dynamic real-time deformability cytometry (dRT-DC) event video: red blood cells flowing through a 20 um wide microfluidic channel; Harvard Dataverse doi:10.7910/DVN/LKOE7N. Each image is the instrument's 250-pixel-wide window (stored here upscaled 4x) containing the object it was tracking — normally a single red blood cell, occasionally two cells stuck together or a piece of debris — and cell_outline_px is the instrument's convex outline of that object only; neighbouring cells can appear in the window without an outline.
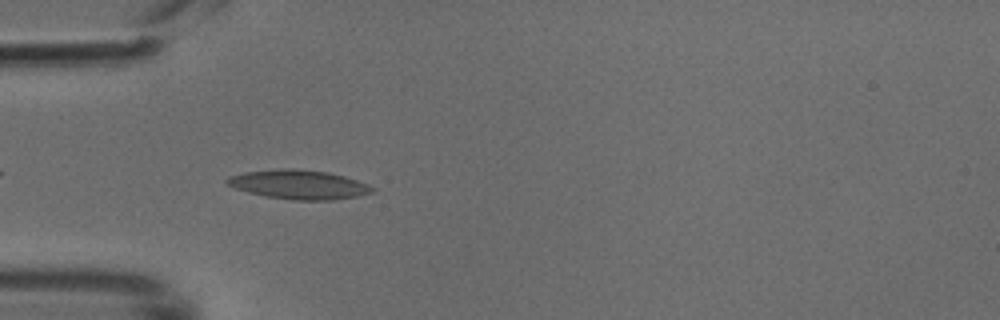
{"species": "common noctule bat (a hibernating species)", "species_latin": "Nyctalus noctula", "temperature_condition": "cold", "stored_images_in_passage": 38, "camera_frame_rate_fps": 3000, "um_per_image_px": 0.085, "animal": {"sex": "male", "body_mass_g": 18.8}, "frame": {"image": 1, "passage_image": 4, "time_ms": 1.0, "image_size_px": [1000, 320], "cell_outline_px": [[376, 188], [372, 192], [356, 196], [332, 200], [292, 200], [264, 196], [248, 192], [236, 188], [228, 184], [224, 180], [228, 176], [244, 172], [284, 168], [292, 168], [328, 172], [344, 176], [368, 184]], "centroid_in_image_um": [25.38, 15.68], "position_along_channel_um": 59.6, "area_um2": 24.62}}
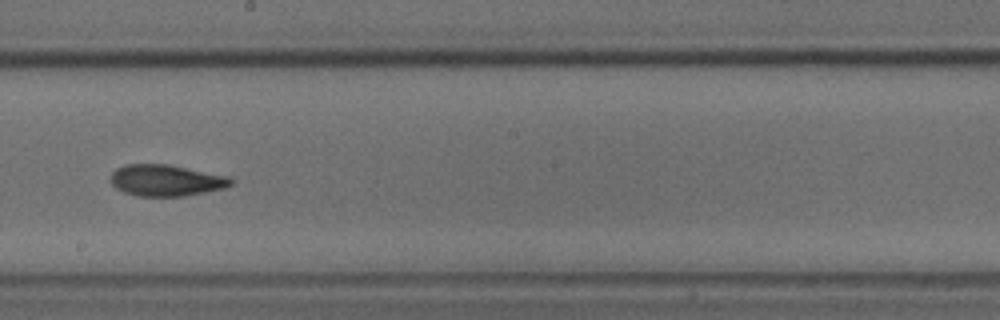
{"frame": {"image": 2, "passage_image": 17, "time_ms": 5.333, "image_size_px": [1000, 320], "cell_outline_px": [[236, 180], [232, 184], [224, 188], [184, 196], [140, 196], [124, 192], [116, 188], [112, 184], [112, 172], [116, 168], [124, 164], [168, 164], [232, 176]], "centroid_in_image_um": [14.17, 15.32], "position_along_channel_um": 234.0, "area_um2": 22.2}}
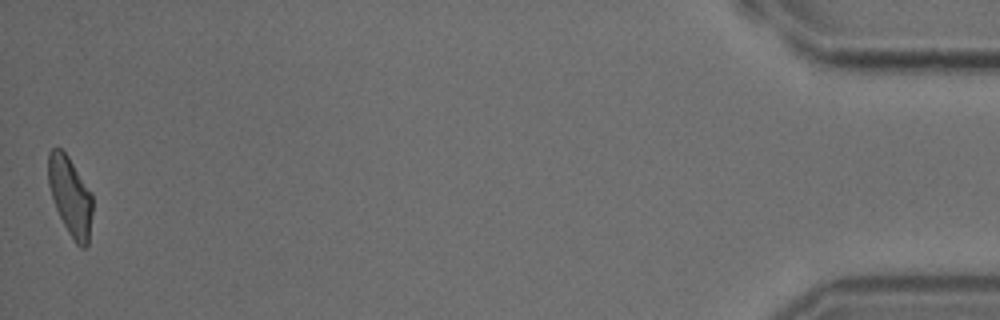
{"frame": {"image": 3, "passage_image": 38, "time_ms": 12.333, "image_size_px": [1000, 320], "cell_outline_px": [[92, 212], [88, 244], [84, 248], [80, 248], [76, 244], [68, 232], [56, 208], [48, 184], [48, 152], [52, 148], [60, 148], [68, 156], [92, 192]], "centroid_in_image_um": [5.98, 16.67], "position_along_channel_um": 429.2, "area_um2": 20.29}}